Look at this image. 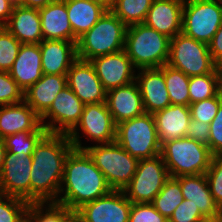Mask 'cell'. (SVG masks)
<instances>
[{
	"label": "cell",
	"mask_w": 222,
	"mask_h": 222,
	"mask_svg": "<svg viewBox=\"0 0 222 222\" xmlns=\"http://www.w3.org/2000/svg\"><path fill=\"white\" fill-rule=\"evenodd\" d=\"M103 5L107 10H110L116 3V0H94Z\"/></svg>",
	"instance_id": "48"
},
{
	"label": "cell",
	"mask_w": 222,
	"mask_h": 222,
	"mask_svg": "<svg viewBox=\"0 0 222 222\" xmlns=\"http://www.w3.org/2000/svg\"><path fill=\"white\" fill-rule=\"evenodd\" d=\"M161 156L170 177L205 174L210 167L213 154L208 145L182 137L165 142Z\"/></svg>",
	"instance_id": "5"
},
{
	"label": "cell",
	"mask_w": 222,
	"mask_h": 222,
	"mask_svg": "<svg viewBox=\"0 0 222 222\" xmlns=\"http://www.w3.org/2000/svg\"><path fill=\"white\" fill-rule=\"evenodd\" d=\"M56 1L58 0H21L19 5L28 8L40 9Z\"/></svg>",
	"instance_id": "46"
},
{
	"label": "cell",
	"mask_w": 222,
	"mask_h": 222,
	"mask_svg": "<svg viewBox=\"0 0 222 222\" xmlns=\"http://www.w3.org/2000/svg\"><path fill=\"white\" fill-rule=\"evenodd\" d=\"M153 115L161 146L167 141L185 137L191 120L189 106L171 104Z\"/></svg>",
	"instance_id": "23"
},
{
	"label": "cell",
	"mask_w": 222,
	"mask_h": 222,
	"mask_svg": "<svg viewBox=\"0 0 222 222\" xmlns=\"http://www.w3.org/2000/svg\"><path fill=\"white\" fill-rule=\"evenodd\" d=\"M21 43L5 28L0 27V71L9 72Z\"/></svg>",
	"instance_id": "36"
},
{
	"label": "cell",
	"mask_w": 222,
	"mask_h": 222,
	"mask_svg": "<svg viewBox=\"0 0 222 222\" xmlns=\"http://www.w3.org/2000/svg\"><path fill=\"white\" fill-rule=\"evenodd\" d=\"M15 5H19L21 0H11Z\"/></svg>",
	"instance_id": "50"
},
{
	"label": "cell",
	"mask_w": 222,
	"mask_h": 222,
	"mask_svg": "<svg viewBox=\"0 0 222 222\" xmlns=\"http://www.w3.org/2000/svg\"><path fill=\"white\" fill-rule=\"evenodd\" d=\"M208 49L214 63L222 68V24L208 43Z\"/></svg>",
	"instance_id": "44"
},
{
	"label": "cell",
	"mask_w": 222,
	"mask_h": 222,
	"mask_svg": "<svg viewBox=\"0 0 222 222\" xmlns=\"http://www.w3.org/2000/svg\"><path fill=\"white\" fill-rule=\"evenodd\" d=\"M208 147L214 156H222V102L210 123Z\"/></svg>",
	"instance_id": "42"
},
{
	"label": "cell",
	"mask_w": 222,
	"mask_h": 222,
	"mask_svg": "<svg viewBox=\"0 0 222 222\" xmlns=\"http://www.w3.org/2000/svg\"><path fill=\"white\" fill-rule=\"evenodd\" d=\"M70 222H81L76 216Z\"/></svg>",
	"instance_id": "51"
},
{
	"label": "cell",
	"mask_w": 222,
	"mask_h": 222,
	"mask_svg": "<svg viewBox=\"0 0 222 222\" xmlns=\"http://www.w3.org/2000/svg\"><path fill=\"white\" fill-rule=\"evenodd\" d=\"M183 200L180 182L176 178L170 177L151 204L161 215L169 219Z\"/></svg>",
	"instance_id": "32"
},
{
	"label": "cell",
	"mask_w": 222,
	"mask_h": 222,
	"mask_svg": "<svg viewBox=\"0 0 222 222\" xmlns=\"http://www.w3.org/2000/svg\"><path fill=\"white\" fill-rule=\"evenodd\" d=\"M15 4L11 0H0V27H4L9 21Z\"/></svg>",
	"instance_id": "45"
},
{
	"label": "cell",
	"mask_w": 222,
	"mask_h": 222,
	"mask_svg": "<svg viewBox=\"0 0 222 222\" xmlns=\"http://www.w3.org/2000/svg\"><path fill=\"white\" fill-rule=\"evenodd\" d=\"M131 206L123 190H111L75 212L81 222H128Z\"/></svg>",
	"instance_id": "13"
},
{
	"label": "cell",
	"mask_w": 222,
	"mask_h": 222,
	"mask_svg": "<svg viewBox=\"0 0 222 222\" xmlns=\"http://www.w3.org/2000/svg\"><path fill=\"white\" fill-rule=\"evenodd\" d=\"M222 91V68L189 79L190 104L217 96Z\"/></svg>",
	"instance_id": "29"
},
{
	"label": "cell",
	"mask_w": 222,
	"mask_h": 222,
	"mask_svg": "<svg viewBox=\"0 0 222 222\" xmlns=\"http://www.w3.org/2000/svg\"><path fill=\"white\" fill-rule=\"evenodd\" d=\"M41 126L40 116L24 100L0 106V139L22 131H37Z\"/></svg>",
	"instance_id": "21"
},
{
	"label": "cell",
	"mask_w": 222,
	"mask_h": 222,
	"mask_svg": "<svg viewBox=\"0 0 222 222\" xmlns=\"http://www.w3.org/2000/svg\"><path fill=\"white\" fill-rule=\"evenodd\" d=\"M111 190L104 174L88 153L85 150L73 149L65 160L63 180L56 203L76 211L82 205L107 195Z\"/></svg>",
	"instance_id": "2"
},
{
	"label": "cell",
	"mask_w": 222,
	"mask_h": 222,
	"mask_svg": "<svg viewBox=\"0 0 222 222\" xmlns=\"http://www.w3.org/2000/svg\"><path fill=\"white\" fill-rule=\"evenodd\" d=\"M169 178L161 154L140 159L134 176L123 192L132 203H152Z\"/></svg>",
	"instance_id": "11"
},
{
	"label": "cell",
	"mask_w": 222,
	"mask_h": 222,
	"mask_svg": "<svg viewBox=\"0 0 222 222\" xmlns=\"http://www.w3.org/2000/svg\"><path fill=\"white\" fill-rule=\"evenodd\" d=\"M128 222H168L151 203H132Z\"/></svg>",
	"instance_id": "40"
},
{
	"label": "cell",
	"mask_w": 222,
	"mask_h": 222,
	"mask_svg": "<svg viewBox=\"0 0 222 222\" xmlns=\"http://www.w3.org/2000/svg\"><path fill=\"white\" fill-rule=\"evenodd\" d=\"M210 124L191 119L185 136L208 145Z\"/></svg>",
	"instance_id": "43"
},
{
	"label": "cell",
	"mask_w": 222,
	"mask_h": 222,
	"mask_svg": "<svg viewBox=\"0 0 222 222\" xmlns=\"http://www.w3.org/2000/svg\"><path fill=\"white\" fill-rule=\"evenodd\" d=\"M32 154L17 156L6 152L3 168L0 172L2 195L23 199L30 203V172Z\"/></svg>",
	"instance_id": "14"
},
{
	"label": "cell",
	"mask_w": 222,
	"mask_h": 222,
	"mask_svg": "<svg viewBox=\"0 0 222 222\" xmlns=\"http://www.w3.org/2000/svg\"><path fill=\"white\" fill-rule=\"evenodd\" d=\"M84 103L67 86L61 90L50 108L40 117L48 133L68 134L79 122ZM50 120L48 123L45 122Z\"/></svg>",
	"instance_id": "12"
},
{
	"label": "cell",
	"mask_w": 222,
	"mask_h": 222,
	"mask_svg": "<svg viewBox=\"0 0 222 222\" xmlns=\"http://www.w3.org/2000/svg\"><path fill=\"white\" fill-rule=\"evenodd\" d=\"M4 27L21 44H39L43 40L38 9L15 5Z\"/></svg>",
	"instance_id": "22"
},
{
	"label": "cell",
	"mask_w": 222,
	"mask_h": 222,
	"mask_svg": "<svg viewBox=\"0 0 222 222\" xmlns=\"http://www.w3.org/2000/svg\"><path fill=\"white\" fill-rule=\"evenodd\" d=\"M221 102L222 91L217 96L190 104L191 119L210 124Z\"/></svg>",
	"instance_id": "37"
},
{
	"label": "cell",
	"mask_w": 222,
	"mask_h": 222,
	"mask_svg": "<svg viewBox=\"0 0 222 222\" xmlns=\"http://www.w3.org/2000/svg\"><path fill=\"white\" fill-rule=\"evenodd\" d=\"M74 149L67 134L47 133L35 146L30 172V203L57 202L64 164Z\"/></svg>",
	"instance_id": "1"
},
{
	"label": "cell",
	"mask_w": 222,
	"mask_h": 222,
	"mask_svg": "<svg viewBox=\"0 0 222 222\" xmlns=\"http://www.w3.org/2000/svg\"><path fill=\"white\" fill-rule=\"evenodd\" d=\"M169 48L170 38L144 23L127 26L124 50L137 70L167 64Z\"/></svg>",
	"instance_id": "3"
},
{
	"label": "cell",
	"mask_w": 222,
	"mask_h": 222,
	"mask_svg": "<svg viewBox=\"0 0 222 222\" xmlns=\"http://www.w3.org/2000/svg\"><path fill=\"white\" fill-rule=\"evenodd\" d=\"M168 222H209L190 200L184 199L175 209Z\"/></svg>",
	"instance_id": "41"
},
{
	"label": "cell",
	"mask_w": 222,
	"mask_h": 222,
	"mask_svg": "<svg viewBox=\"0 0 222 222\" xmlns=\"http://www.w3.org/2000/svg\"><path fill=\"white\" fill-rule=\"evenodd\" d=\"M67 85L84 103L106 102L107 91L90 61L77 58L67 72Z\"/></svg>",
	"instance_id": "16"
},
{
	"label": "cell",
	"mask_w": 222,
	"mask_h": 222,
	"mask_svg": "<svg viewBox=\"0 0 222 222\" xmlns=\"http://www.w3.org/2000/svg\"><path fill=\"white\" fill-rule=\"evenodd\" d=\"M183 0H153L144 24L172 39L182 31Z\"/></svg>",
	"instance_id": "18"
},
{
	"label": "cell",
	"mask_w": 222,
	"mask_h": 222,
	"mask_svg": "<svg viewBox=\"0 0 222 222\" xmlns=\"http://www.w3.org/2000/svg\"><path fill=\"white\" fill-rule=\"evenodd\" d=\"M6 152L7 150L5 148L4 141L3 139H0V172L3 168Z\"/></svg>",
	"instance_id": "47"
},
{
	"label": "cell",
	"mask_w": 222,
	"mask_h": 222,
	"mask_svg": "<svg viewBox=\"0 0 222 222\" xmlns=\"http://www.w3.org/2000/svg\"><path fill=\"white\" fill-rule=\"evenodd\" d=\"M164 79L171 104L190 105L189 79L190 77L167 64L164 65Z\"/></svg>",
	"instance_id": "31"
},
{
	"label": "cell",
	"mask_w": 222,
	"mask_h": 222,
	"mask_svg": "<svg viewBox=\"0 0 222 222\" xmlns=\"http://www.w3.org/2000/svg\"><path fill=\"white\" fill-rule=\"evenodd\" d=\"M213 199L218 206L222 205V156H213L205 173Z\"/></svg>",
	"instance_id": "39"
},
{
	"label": "cell",
	"mask_w": 222,
	"mask_h": 222,
	"mask_svg": "<svg viewBox=\"0 0 222 222\" xmlns=\"http://www.w3.org/2000/svg\"><path fill=\"white\" fill-rule=\"evenodd\" d=\"M115 141L139 160L161 154L155 118L150 113L117 124Z\"/></svg>",
	"instance_id": "7"
},
{
	"label": "cell",
	"mask_w": 222,
	"mask_h": 222,
	"mask_svg": "<svg viewBox=\"0 0 222 222\" xmlns=\"http://www.w3.org/2000/svg\"><path fill=\"white\" fill-rule=\"evenodd\" d=\"M67 86V75L43 74L24 91V101L41 117L50 108L56 95Z\"/></svg>",
	"instance_id": "27"
},
{
	"label": "cell",
	"mask_w": 222,
	"mask_h": 222,
	"mask_svg": "<svg viewBox=\"0 0 222 222\" xmlns=\"http://www.w3.org/2000/svg\"><path fill=\"white\" fill-rule=\"evenodd\" d=\"M106 104L116 125L145 113L142 96L135 81L107 91Z\"/></svg>",
	"instance_id": "19"
},
{
	"label": "cell",
	"mask_w": 222,
	"mask_h": 222,
	"mask_svg": "<svg viewBox=\"0 0 222 222\" xmlns=\"http://www.w3.org/2000/svg\"><path fill=\"white\" fill-rule=\"evenodd\" d=\"M85 151L104 174L112 190H123L137 170L139 159L131 156L116 141L86 146Z\"/></svg>",
	"instance_id": "6"
},
{
	"label": "cell",
	"mask_w": 222,
	"mask_h": 222,
	"mask_svg": "<svg viewBox=\"0 0 222 222\" xmlns=\"http://www.w3.org/2000/svg\"><path fill=\"white\" fill-rule=\"evenodd\" d=\"M212 222H222V205L218 206L217 214Z\"/></svg>",
	"instance_id": "49"
},
{
	"label": "cell",
	"mask_w": 222,
	"mask_h": 222,
	"mask_svg": "<svg viewBox=\"0 0 222 222\" xmlns=\"http://www.w3.org/2000/svg\"><path fill=\"white\" fill-rule=\"evenodd\" d=\"M29 204L17 197L0 196V222H26Z\"/></svg>",
	"instance_id": "35"
},
{
	"label": "cell",
	"mask_w": 222,
	"mask_h": 222,
	"mask_svg": "<svg viewBox=\"0 0 222 222\" xmlns=\"http://www.w3.org/2000/svg\"><path fill=\"white\" fill-rule=\"evenodd\" d=\"M47 130L41 126L37 131H22L3 138L8 152L17 156L32 154L38 142L47 134Z\"/></svg>",
	"instance_id": "34"
},
{
	"label": "cell",
	"mask_w": 222,
	"mask_h": 222,
	"mask_svg": "<svg viewBox=\"0 0 222 222\" xmlns=\"http://www.w3.org/2000/svg\"><path fill=\"white\" fill-rule=\"evenodd\" d=\"M127 26L111 10H107L97 23L76 44L77 58L90 61L95 57L124 49Z\"/></svg>",
	"instance_id": "4"
},
{
	"label": "cell",
	"mask_w": 222,
	"mask_h": 222,
	"mask_svg": "<svg viewBox=\"0 0 222 222\" xmlns=\"http://www.w3.org/2000/svg\"><path fill=\"white\" fill-rule=\"evenodd\" d=\"M90 62L106 91L126 86L135 81L136 68L124 49L95 57Z\"/></svg>",
	"instance_id": "15"
},
{
	"label": "cell",
	"mask_w": 222,
	"mask_h": 222,
	"mask_svg": "<svg viewBox=\"0 0 222 222\" xmlns=\"http://www.w3.org/2000/svg\"><path fill=\"white\" fill-rule=\"evenodd\" d=\"M24 100V91L10 76L9 72L0 71V106L16 104Z\"/></svg>",
	"instance_id": "38"
},
{
	"label": "cell",
	"mask_w": 222,
	"mask_h": 222,
	"mask_svg": "<svg viewBox=\"0 0 222 222\" xmlns=\"http://www.w3.org/2000/svg\"><path fill=\"white\" fill-rule=\"evenodd\" d=\"M9 74L23 91L34 85L43 75L39 44H21Z\"/></svg>",
	"instance_id": "24"
},
{
	"label": "cell",
	"mask_w": 222,
	"mask_h": 222,
	"mask_svg": "<svg viewBox=\"0 0 222 222\" xmlns=\"http://www.w3.org/2000/svg\"><path fill=\"white\" fill-rule=\"evenodd\" d=\"M138 73L135 82L142 96L145 113L154 114L171 105L164 79V65L160 68L139 69Z\"/></svg>",
	"instance_id": "17"
},
{
	"label": "cell",
	"mask_w": 222,
	"mask_h": 222,
	"mask_svg": "<svg viewBox=\"0 0 222 222\" xmlns=\"http://www.w3.org/2000/svg\"><path fill=\"white\" fill-rule=\"evenodd\" d=\"M176 179L180 182L183 198L190 200V203L212 222L217 214L218 205L212 197L206 175H183Z\"/></svg>",
	"instance_id": "25"
},
{
	"label": "cell",
	"mask_w": 222,
	"mask_h": 222,
	"mask_svg": "<svg viewBox=\"0 0 222 222\" xmlns=\"http://www.w3.org/2000/svg\"><path fill=\"white\" fill-rule=\"evenodd\" d=\"M153 0H116L110 9L121 21L130 26L144 23Z\"/></svg>",
	"instance_id": "33"
},
{
	"label": "cell",
	"mask_w": 222,
	"mask_h": 222,
	"mask_svg": "<svg viewBox=\"0 0 222 222\" xmlns=\"http://www.w3.org/2000/svg\"><path fill=\"white\" fill-rule=\"evenodd\" d=\"M167 65L181 70L189 77L212 73L218 67L211 58L208 44L182 32L170 39Z\"/></svg>",
	"instance_id": "8"
},
{
	"label": "cell",
	"mask_w": 222,
	"mask_h": 222,
	"mask_svg": "<svg viewBox=\"0 0 222 222\" xmlns=\"http://www.w3.org/2000/svg\"><path fill=\"white\" fill-rule=\"evenodd\" d=\"M39 48L43 74L67 75L77 59V47L73 41L42 40Z\"/></svg>",
	"instance_id": "20"
},
{
	"label": "cell",
	"mask_w": 222,
	"mask_h": 222,
	"mask_svg": "<svg viewBox=\"0 0 222 222\" xmlns=\"http://www.w3.org/2000/svg\"><path fill=\"white\" fill-rule=\"evenodd\" d=\"M116 128L106 102L85 104L79 122L67 134L74 149L85 150L80 140L79 129L96 144H109L116 140Z\"/></svg>",
	"instance_id": "10"
},
{
	"label": "cell",
	"mask_w": 222,
	"mask_h": 222,
	"mask_svg": "<svg viewBox=\"0 0 222 222\" xmlns=\"http://www.w3.org/2000/svg\"><path fill=\"white\" fill-rule=\"evenodd\" d=\"M75 43L89 31L104 15L107 9L94 0H64Z\"/></svg>",
	"instance_id": "28"
},
{
	"label": "cell",
	"mask_w": 222,
	"mask_h": 222,
	"mask_svg": "<svg viewBox=\"0 0 222 222\" xmlns=\"http://www.w3.org/2000/svg\"><path fill=\"white\" fill-rule=\"evenodd\" d=\"M222 24V0H186L182 33L208 44Z\"/></svg>",
	"instance_id": "9"
},
{
	"label": "cell",
	"mask_w": 222,
	"mask_h": 222,
	"mask_svg": "<svg viewBox=\"0 0 222 222\" xmlns=\"http://www.w3.org/2000/svg\"><path fill=\"white\" fill-rule=\"evenodd\" d=\"M41 18L43 40H65L75 42L66 3L58 0L38 9Z\"/></svg>",
	"instance_id": "26"
},
{
	"label": "cell",
	"mask_w": 222,
	"mask_h": 222,
	"mask_svg": "<svg viewBox=\"0 0 222 222\" xmlns=\"http://www.w3.org/2000/svg\"><path fill=\"white\" fill-rule=\"evenodd\" d=\"M75 216V211L56 202L30 203L27 211L28 222H70Z\"/></svg>",
	"instance_id": "30"
}]
</instances>
